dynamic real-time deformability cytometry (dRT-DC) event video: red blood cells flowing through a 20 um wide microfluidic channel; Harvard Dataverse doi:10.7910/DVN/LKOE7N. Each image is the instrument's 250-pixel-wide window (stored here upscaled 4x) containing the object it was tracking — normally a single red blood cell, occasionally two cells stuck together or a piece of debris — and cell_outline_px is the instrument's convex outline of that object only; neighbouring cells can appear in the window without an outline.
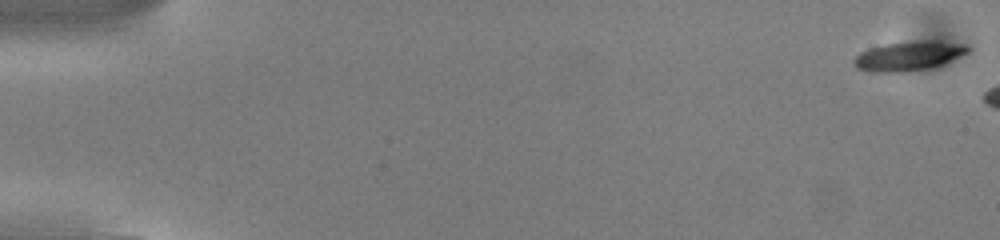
{"species": "common noctule bat (a hibernating species)", "species_latin": "Nyctalus noctula", "temperature_condition": "cold", "stored_images_in_passage": 6, "camera_frame_rate_fps": 3000, "um_per_image_px": 0.085, "animal": {"sex": "male", "body_mass_g": 13.0, "forearm_length_mm": 53.1}, "frame": {"image": 1, "passage_image": 1, "time_ms": 0.0, "image_size_px": [1000, 240], "cell_outline_px": [[972, 48], [968, 52], [940, 64], [928, 68], [900, 72], [868, 72], [856, 68], [852, 60], [860, 52], [868, 48], [884, 44], [932, 40], [968, 44]], "centroid_in_image_um": [77.2, 4.75], "position_along_channel_um": 7.8, "area_um2": 19.36}}